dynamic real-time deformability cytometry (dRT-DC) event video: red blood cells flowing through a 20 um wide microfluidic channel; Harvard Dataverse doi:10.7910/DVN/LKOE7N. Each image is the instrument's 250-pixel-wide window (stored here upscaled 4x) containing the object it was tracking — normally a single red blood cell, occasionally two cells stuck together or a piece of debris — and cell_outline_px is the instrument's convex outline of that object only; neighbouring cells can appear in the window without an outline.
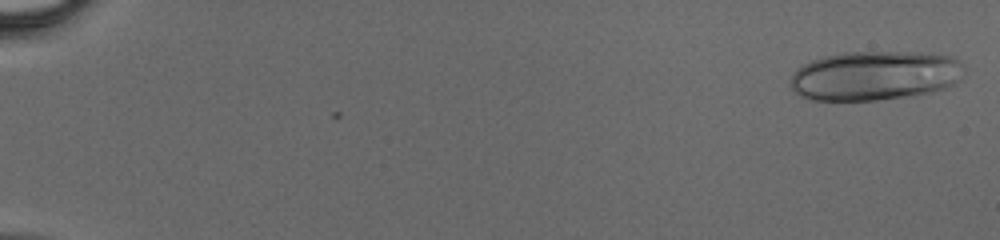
{"species": "human", "species_latin": "Homo sapiens", "temperature_condition": "cold", "stored_images_in_passage": 46, "camera_frame_rate_fps": 3000, "um_per_image_px": 0.085, "donor": {"sex": "male"}, "frame": {"image": 1, "passage_image": 1, "time_ms": 0.0, "image_size_px": [1000, 240], "cell_outline_px": [[964, 64], [960, 80], [952, 84], [932, 92], [876, 100], [812, 100], [800, 96], [792, 88], [792, 72], [796, 68], [812, 60], [824, 56], [844, 52], [912, 52], [952, 56], [960, 60]], "centroid_in_image_um": [74.35, 6.42], "position_along_channel_um": 10.6, "area_um2": 49.88}}
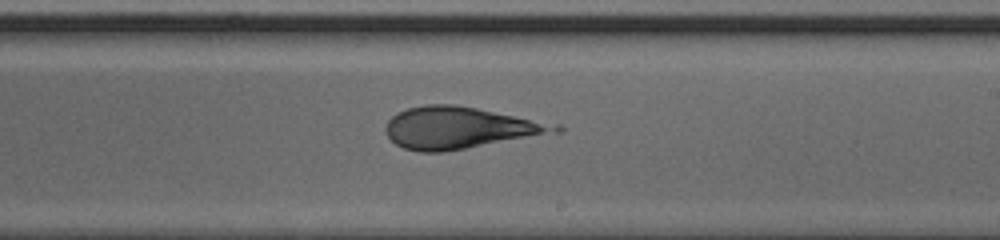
{"frame": {"image": 2, "passage_image": 29, "time_ms": 9.333, "image_size_px": [1000, 240], "cell_outline_px": [[564, 128], [560, 132], [444, 152], [420, 152], [404, 148], [396, 144], [388, 136], [384, 128], [388, 120], [396, 112], [408, 108], [424, 104], [456, 104], [560, 124]], "centroid_in_image_um": [39.09, 10.86], "position_along_channel_um": 249.9, "area_um2": 41.38}}
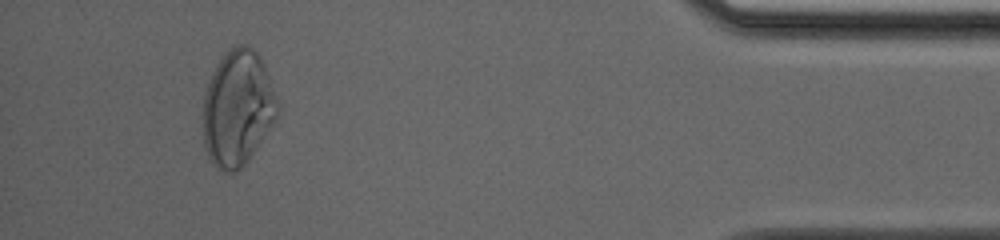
{"frame": {"image": 3, "passage_image": 43, "time_ms": 14.0, "image_size_px": [1000, 240], "cell_outline_px": [[280, 116], [248, 160], [236, 172], [224, 172], [216, 168], [212, 164], [208, 156], [204, 144], [204, 96], [208, 84], [220, 60], [232, 44], [248, 44], [260, 56], [264, 64], [276, 96], [280, 108]], "centroid_in_image_um": [20.24, 9.21], "position_along_channel_um": 415.0, "area_um2": 50.4}}